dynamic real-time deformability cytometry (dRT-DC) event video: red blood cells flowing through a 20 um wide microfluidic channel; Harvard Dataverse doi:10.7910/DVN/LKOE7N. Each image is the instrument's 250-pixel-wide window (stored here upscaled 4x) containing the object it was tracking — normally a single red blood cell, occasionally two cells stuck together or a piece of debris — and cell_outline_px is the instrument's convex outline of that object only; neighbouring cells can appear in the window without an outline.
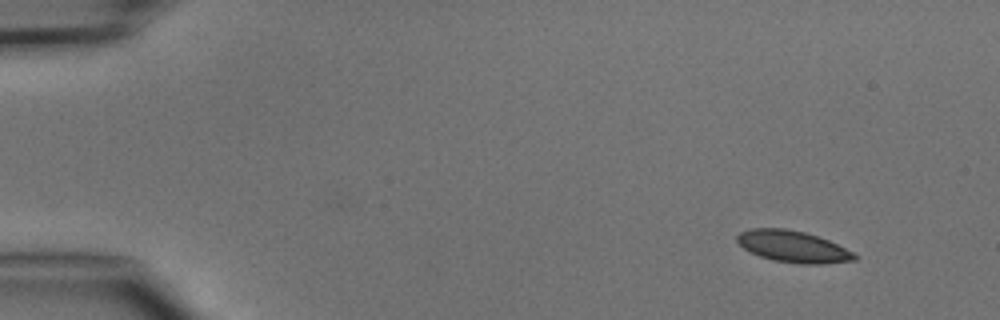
{"species": "common noctule bat (a hibernating species)", "species_latin": "Nyctalus noctula", "temperature_condition": "cold", "stored_images_in_passage": 5, "camera_frame_rate_fps": 3000, "um_per_image_px": 0.085, "animal": {"sex": "male", "body_mass_g": 15.6}, "frame": {"image": 1, "passage_image": 1, "time_ms": 0.0, "image_size_px": [1000, 320], "cell_outline_px": [[856, 260], [824, 264], [800, 264], [772, 260], [760, 256], [744, 248], [736, 240], [736, 236], [740, 232], [752, 228], [784, 228], [804, 232], [828, 240], [852, 252], [856, 256]], "centroid_in_image_um": [67.38, 20.96], "position_along_channel_um": 17.6, "area_um2": 21.39}}
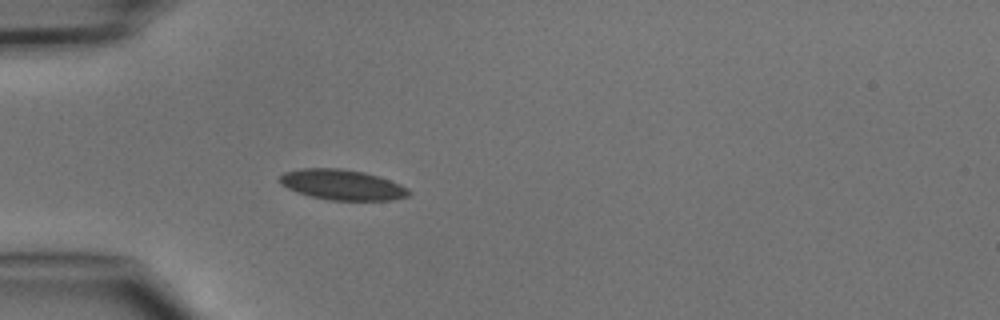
{"frame": {"image": 2, "passage_image": 4, "time_ms": 3.333, "image_size_px": [1000, 320], "cell_outline_px": [[412, 192], [408, 196], [392, 200], [332, 200], [312, 196], [296, 192], [280, 184], [276, 180], [284, 172], [300, 168], [340, 168], [364, 172], [400, 184], [408, 188]], "centroid_in_image_um": [29.05, 15.7], "position_along_channel_um": 55.9, "area_um2": 22.83}}